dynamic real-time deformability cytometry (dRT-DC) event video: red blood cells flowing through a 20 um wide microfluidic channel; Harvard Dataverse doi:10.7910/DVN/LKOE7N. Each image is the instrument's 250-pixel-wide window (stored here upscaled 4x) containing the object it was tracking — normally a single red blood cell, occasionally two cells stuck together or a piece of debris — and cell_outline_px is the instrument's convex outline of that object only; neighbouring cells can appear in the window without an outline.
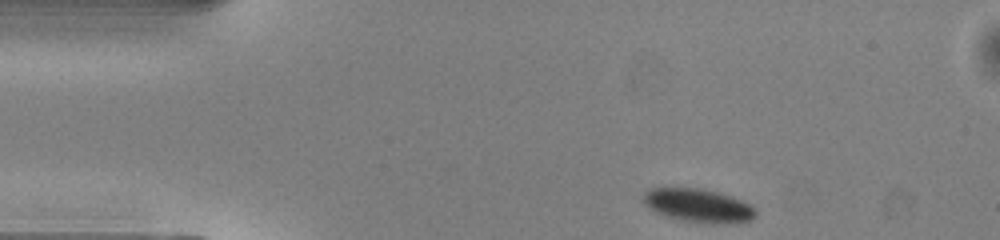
{"species": "common noctule bat (a hibernating species)", "species_latin": "Nyctalus noctula", "temperature_condition": "warm", "stored_images_in_passage": 44, "camera_frame_rate_fps": 3000, "um_per_image_px": 0.085, "animal": {"sex": "male", "body_mass_g": 13.0, "forearm_length_mm": 53.1}, "frame": {"image": 1, "passage_image": 1, "time_ms": 0.0, "image_size_px": [1000, 240], "cell_outline_px": [[756, 216], [748, 220], [716, 224], [712, 224], [680, 220], [656, 212], [648, 208], [644, 200], [644, 192], [648, 188], [700, 188], [720, 192], [732, 196], [748, 204], [756, 212]], "centroid_in_image_um": [59.32, 17.46], "position_along_channel_um": 25.7, "area_um2": 21.68}}
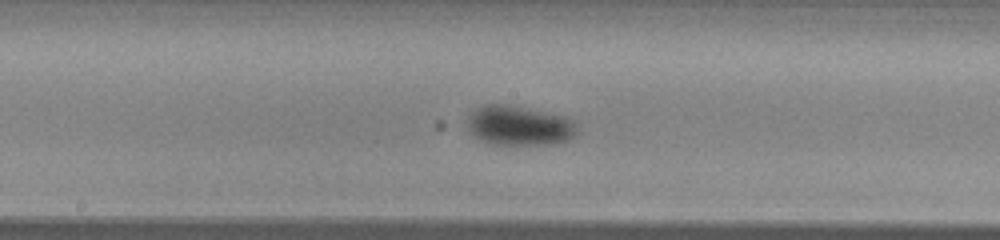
{"frame": {"image": 2, "passage_image": 19, "time_ms": 6.0, "image_size_px": [1000, 240], "cell_outline_px": [[580, 132], [568, 140], [556, 144], [492, 144], [480, 140], [468, 128], [468, 116], [476, 108], [484, 104], [508, 104], [528, 108], [560, 116], [572, 120]], "centroid_in_image_um": [44.13, 10.68], "position_along_channel_um": 204.1, "area_um2": 25.26}}
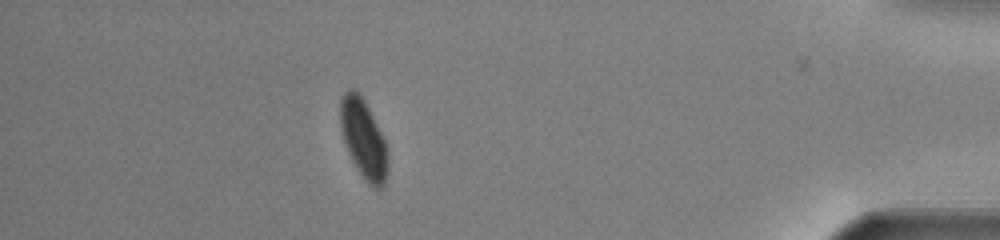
{"frame": {"image": 3, "passage_image": 38, "time_ms": 12.333, "image_size_px": [1000, 240], "cell_outline_px": [[388, 172], [384, 184], [380, 188], [376, 188], [368, 184], [352, 160], [344, 140], [340, 124], [340, 100], [344, 92], [348, 88], [352, 88], [364, 100], [384, 140], [388, 160]], "centroid_in_image_um": [30.89, 11.81], "position_along_channel_um": 404.3, "area_um2": 21.33}, "authors_computed_cell_mechanics": {"area_um2": 23.2067, "velocity_mm_per_s": 4.0091, "shape_relaxation_time_tau1_ms": 2.7312, "shape_relaxation_time_tau2_ms": null, "deformation_change_tau1": 0.0563, "deformation_change_tau2": null}}